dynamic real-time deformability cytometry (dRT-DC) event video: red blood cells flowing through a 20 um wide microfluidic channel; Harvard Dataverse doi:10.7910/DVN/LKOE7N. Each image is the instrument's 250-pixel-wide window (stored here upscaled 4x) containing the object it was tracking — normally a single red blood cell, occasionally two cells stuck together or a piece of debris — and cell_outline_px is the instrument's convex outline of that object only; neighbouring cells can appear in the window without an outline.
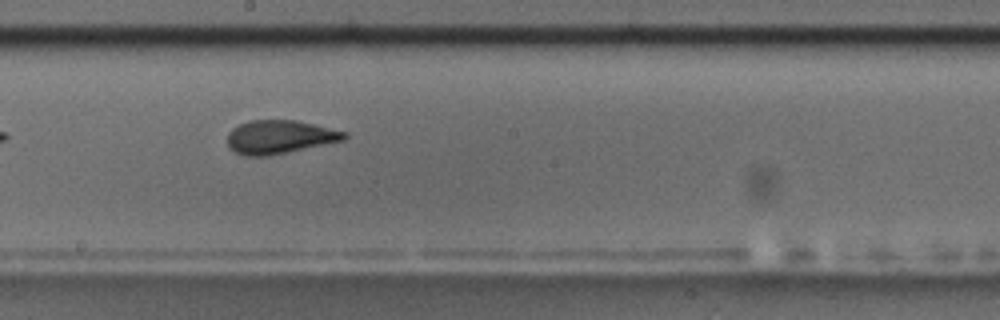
{"species": "common noctule bat (a hibernating species)", "species_latin": "Nyctalus noctula", "temperature_condition": "room temperature", "stored_images_in_passage": 15, "camera_frame_rate_fps": 3000, "um_per_image_px": 0.085, "animal": {"sex": "male", "body_mass_g": 17.5, "forearm_length_mm": 52.3}, "frame": {"image": 1, "passage_image": 9, "time_ms": 10.0, "image_size_px": [1000, 320], "cell_outline_px": [[348, 136], [344, 140], [288, 152], [268, 156], [244, 156], [228, 148], [228, 132], [232, 128], [248, 120], [296, 120], [348, 132]], "centroid_in_image_um": [23.76, 11.64], "position_along_channel_um": 224.4, "area_um2": 22.89}, "authors_computed_cell_mechanics": {"area_um2": 22.7732, "velocity_mm_per_s": 3.5119, "shape_relaxation_time_tau1_ms": 5.5469, "shape_relaxation_time_tau2_ms": 0.8598, "deformation_change_tau1": 0.1584, "deformation_change_tau2": 0.0579}}